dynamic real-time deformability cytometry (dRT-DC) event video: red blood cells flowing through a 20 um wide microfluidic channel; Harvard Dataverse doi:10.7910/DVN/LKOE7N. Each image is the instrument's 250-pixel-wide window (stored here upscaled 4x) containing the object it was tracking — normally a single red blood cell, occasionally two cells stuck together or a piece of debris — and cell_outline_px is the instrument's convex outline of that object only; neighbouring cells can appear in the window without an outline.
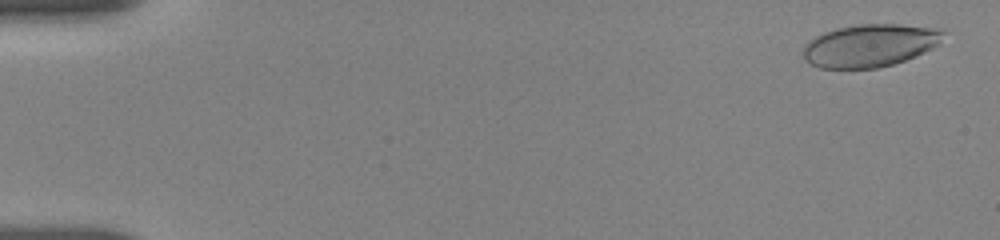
{"species": "human", "species_latin": "Homo sapiens", "temperature_condition": "room temperature", "stored_images_in_passage": 55, "camera_frame_rate_fps": 3000, "um_per_image_px": 0.085, "donor": {"sex": "female"}, "frame": {"image": 1, "passage_image": 2, "time_ms": 0.333, "image_size_px": [1000, 240], "cell_outline_px": [[944, 32], [936, 44], [932, 48], [916, 56], [892, 64], [876, 68], [820, 68], [808, 64], [804, 60], [804, 44], [816, 36], [824, 32], [836, 28], [860, 24], [896, 24], [932, 28]], "centroid_in_image_um": [73.86, 3.88], "position_along_channel_um": 11.1, "area_um2": 34.45}}
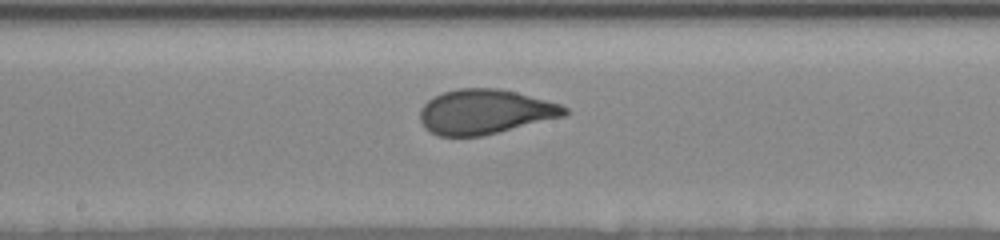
{"frame": {"image": 2, "passage_image": 30, "time_ms": 9.667, "image_size_px": [1000, 240], "cell_outline_px": [[568, 112], [564, 116], [484, 136], [436, 136], [428, 132], [424, 128], [420, 120], [420, 108], [428, 100], [444, 92], [456, 88], [500, 88], [516, 92], [560, 104], [568, 108]], "centroid_in_image_um": [41.19, 9.51], "position_along_channel_um": 207.0, "area_um2": 37.8}}
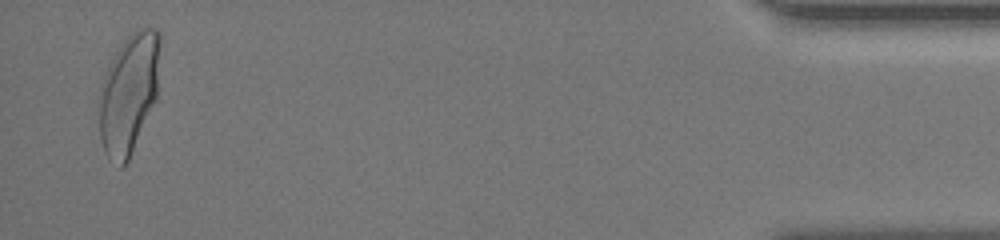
{"frame": {"image": 3, "passage_image": 54, "time_ms": 17.667, "image_size_px": [1000, 240], "cell_outline_px": [[160, 44], [156, 96], [128, 160], [120, 168], [108, 160], [104, 152], [100, 140], [100, 84], [120, 44], [128, 36], [140, 28], [156, 28], [160, 32]], "centroid_in_image_um": [10.93, 7.94], "position_along_channel_um": 424.3, "area_um2": 41.91}, "authors_computed_cell_mechanics": {"area_um2": 37.57, "velocity_mm_per_s": 3.642, "shape_relaxation_time_tau1_ms": 3.7204, "shape_relaxation_time_tau2_ms": null, "deformation_change_tau1": 0.1695, "deformation_change_tau2": null}}